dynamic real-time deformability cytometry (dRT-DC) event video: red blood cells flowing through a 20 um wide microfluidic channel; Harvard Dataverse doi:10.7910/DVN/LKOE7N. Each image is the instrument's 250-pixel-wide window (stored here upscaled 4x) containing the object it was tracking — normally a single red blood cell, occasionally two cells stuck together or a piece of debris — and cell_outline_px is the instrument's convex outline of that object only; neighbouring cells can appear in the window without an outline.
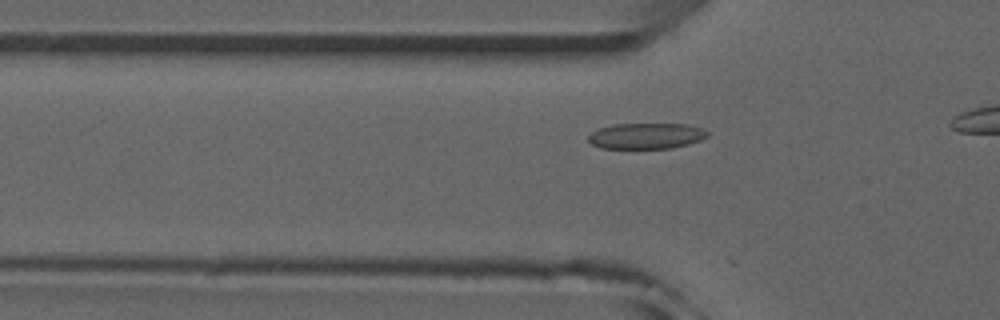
{"species": "common noctule bat (a hibernating species)", "species_latin": "Nyctalus noctula", "temperature_condition": "room temperature", "stored_images_in_passage": 12, "camera_frame_rate_fps": 3000, "um_per_image_px": 0.085, "animal": {"sex": "male", "forearm_length_mm": 52.5}, "frame": {"image": 1, "passage_image": 6, "time_ms": 1.667, "image_size_px": [1000, 320], "cell_outline_px": [[708, 136], [700, 140], [688, 144], [672, 148], [600, 148], [592, 144], [588, 140], [588, 136], [592, 132], [600, 128], [612, 124], [688, 124], [704, 128], [708, 132]], "centroid_in_image_um": [54.95, 11.55], "position_along_channel_um": 70.9, "area_um2": 17.98}}
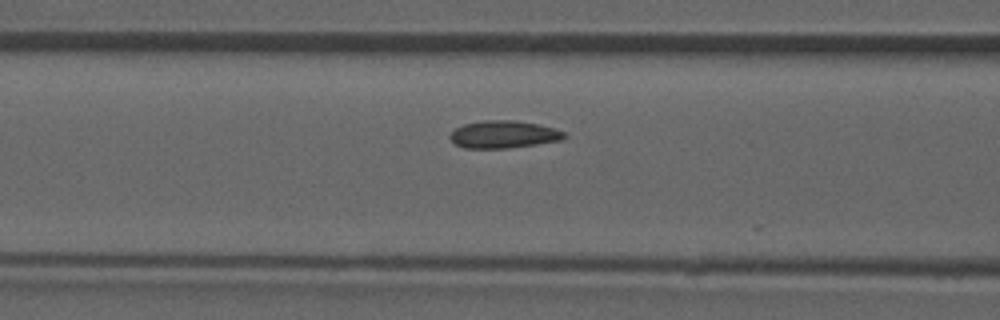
{"frame": {"image": 2, "passage_image": 10, "time_ms": 3.0, "image_size_px": [1000, 320], "cell_outline_px": [[568, 136], [564, 140], [508, 148], [464, 148], [456, 144], [448, 136], [456, 128], [464, 124], [484, 120], [516, 120], [536, 124], [552, 128], [564, 132]], "centroid_in_image_um": [42.82, 11.43], "position_along_channel_um": 123.8, "area_um2": 18.21}}